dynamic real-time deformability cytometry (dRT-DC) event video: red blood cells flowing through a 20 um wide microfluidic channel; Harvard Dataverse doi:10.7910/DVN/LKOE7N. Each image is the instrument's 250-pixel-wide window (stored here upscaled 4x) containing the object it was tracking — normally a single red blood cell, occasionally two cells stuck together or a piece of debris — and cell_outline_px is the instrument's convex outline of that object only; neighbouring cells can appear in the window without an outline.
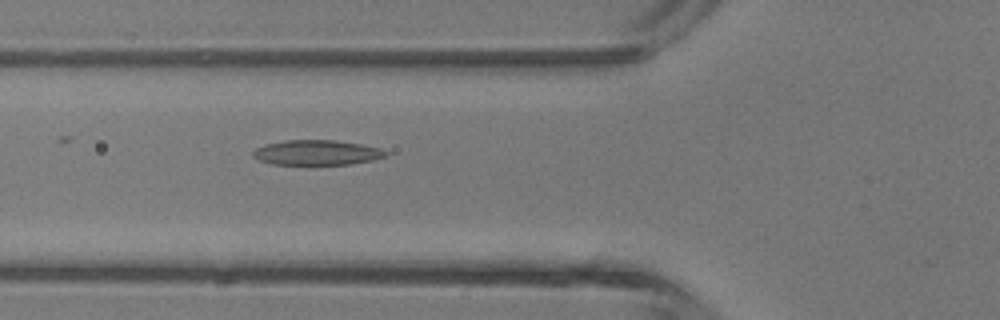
{"species": "common noctule bat (a hibernating species)", "species_latin": "Nyctalus noctula", "temperature_condition": "room temperature", "stored_images_in_passage": 5, "camera_frame_rate_fps": 3000, "um_per_image_px": 0.085, "animal": {"sex": "male", "body_mass_g": 13.3}, "frame": {"image": 1, "passage_image": 5, "time_ms": 4.667, "image_size_px": [1000, 320], "cell_outline_px": [[388, 152], [384, 156], [372, 160], [348, 164], [272, 164], [260, 160], [252, 156], [252, 152], [256, 148], [268, 144], [284, 140], [336, 140], [360, 144], [380, 148]], "centroid_in_image_um": [26.91, 12.96], "position_along_channel_um": 98.9, "area_um2": 19.07}}